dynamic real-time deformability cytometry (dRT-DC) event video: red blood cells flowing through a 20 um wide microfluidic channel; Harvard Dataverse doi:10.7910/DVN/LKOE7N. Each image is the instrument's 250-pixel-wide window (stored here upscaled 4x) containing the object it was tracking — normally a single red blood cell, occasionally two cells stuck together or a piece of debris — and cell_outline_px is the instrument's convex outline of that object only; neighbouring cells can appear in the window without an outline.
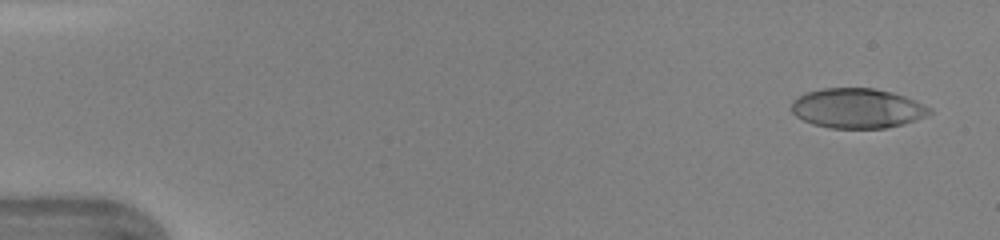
{"species": "human", "species_latin": "Homo sapiens", "temperature_condition": "warm", "stored_images_in_passage": 46, "camera_frame_rate_fps": 3000, "um_per_image_px": 0.085, "donor": {"sex": "female"}, "frame": {"image": 1, "passage_image": 2, "time_ms": 0.333, "image_size_px": [1000, 240], "cell_outline_px": [[932, 112], [924, 116], [904, 124], [884, 128], [828, 128], [812, 124], [796, 116], [792, 112], [792, 100], [808, 92], [824, 88], [872, 88], [892, 92], [916, 100], [932, 108]], "centroid_in_image_um": [72.88, 9.21], "position_along_channel_um": 12.1, "area_um2": 31.96}}
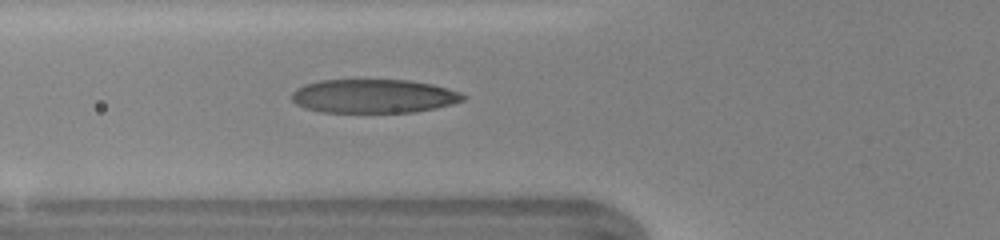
{"frame": {"image": 2, "passage_image": 17, "time_ms": 5.333, "image_size_px": [1000, 240], "cell_outline_px": [[468, 96], [464, 100], [452, 104], [436, 108], [416, 112], [320, 112], [304, 108], [296, 104], [292, 100], [292, 92], [296, 88], [304, 84], [320, 80], [408, 80], [432, 84], [448, 88], [460, 92]], "centroid_in_image_um": [31.76, 8.17], "position_along_channel_um": 94.0, "area_um2": 33.99}}
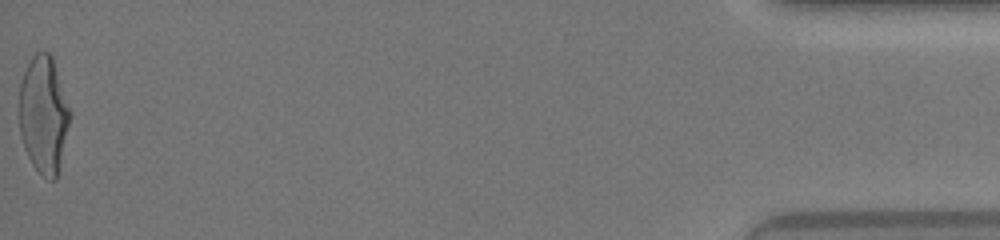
{"frame": {"image": 3, "passage_image": 46, "time_ms": 15.0, "image_size_px": [1000, 240], "cell_outline_px": [[72, 116], [56, 180], [48, 180], [32, 164], [24, 148], [20, 132], [20, 84], [24, 72], [32, 56], [36, 52], [48, 52], [52, 56], [72, 112]], "centroid_in_image_um": [3.74, 9.75], "position_along_channel_um": 431.5, "area_um2": 34.74}, "authors_computed_cell_mechanics": {"area_um2": 33.7263, "velocity_mm_per_s": 4.3947, "shape_relaxation_time_tau1_ms": 3.9586, "shape_relaxation_time_tau2_ms": 0.7946, "deformation_change_tau1": 0.2142, "deformation_change_tau2": 0.0906}}